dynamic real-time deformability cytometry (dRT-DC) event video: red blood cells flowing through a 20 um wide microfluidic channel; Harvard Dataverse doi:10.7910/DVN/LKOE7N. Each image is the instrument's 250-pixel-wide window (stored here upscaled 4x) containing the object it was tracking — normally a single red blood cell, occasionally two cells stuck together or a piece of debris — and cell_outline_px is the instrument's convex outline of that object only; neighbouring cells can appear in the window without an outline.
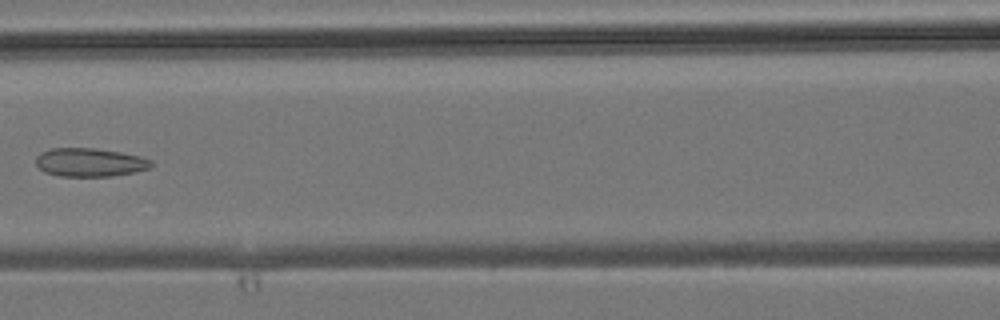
{"species": "common noctule bat (a hibernating species)", "species_latin": "Nyctalus noctula", "temperature_condition": "room temperature", "stored_images_in_passage": 7, "camera_frame_rate_fps": 3000, "um_per_image_px": 0.085, "animal": {"sex": "male", "body_mass_g": 19.2, "forearm_length_mm": 51.8}, "frame": {"image": 1, "passage_image": 7, "time_ms": 7.0, "image_size_px": [1000, 320], "cell_outline_px": [[152, 164], [148, 168], [132, 172], [112, 176], [60, 176], [44, 172], [36, 164], [36, 156], [40, 152], [52, 148], [92, 148], [120, 152], [140, 156], [152, 160]], "centroid_in_image_um": [7.6, 13.79], "position_along_channel_um": 159.0, "area_um2": 19.02}}